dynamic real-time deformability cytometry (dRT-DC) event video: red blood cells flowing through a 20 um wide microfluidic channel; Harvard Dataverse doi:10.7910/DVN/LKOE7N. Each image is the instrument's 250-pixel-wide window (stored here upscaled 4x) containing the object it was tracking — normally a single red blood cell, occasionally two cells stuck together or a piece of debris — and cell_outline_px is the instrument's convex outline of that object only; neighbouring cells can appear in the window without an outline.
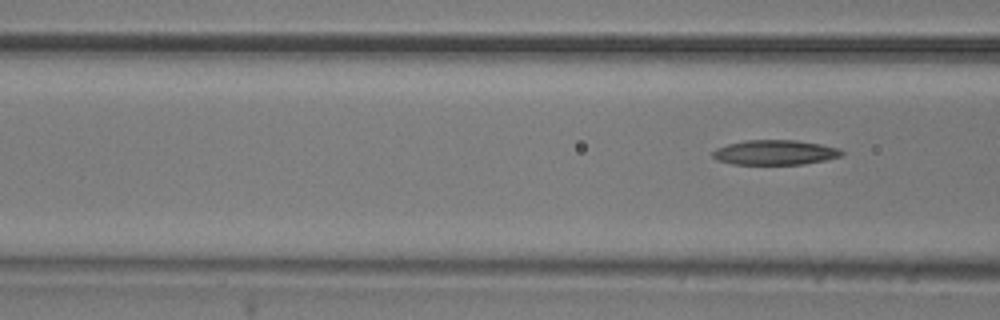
{"species": "common noctule bat (a hibernating species)", "species_latin": "Nyctalus noctula", "temperature_condition": "room temperature", "stored_images_in_passage": 7, "camera_frame_rate_fps": 3000, "um_per_image_px": 0.085, "animal": {"sex": "male", "body_mass_g": 20.5, "forearm_length_mm": 52.5}, "frame": {"image": 1, "passage_image": 7, "time_ms": 2.0, "image_size_px": [1000, 320], "cell_outline_px": [[844, 152], [840, 156], [824, 160], [804, 164], [732, 164], [716, 160], [712, 156], [712, 152], [716, 148], [728, 144], [744, 140], [796, 140], [820, 144], [840, 148]], "centroid_in_image_um": [65.85, 12.95], "position_along_channel_um": 100.8, "area_um2": 18.67}}